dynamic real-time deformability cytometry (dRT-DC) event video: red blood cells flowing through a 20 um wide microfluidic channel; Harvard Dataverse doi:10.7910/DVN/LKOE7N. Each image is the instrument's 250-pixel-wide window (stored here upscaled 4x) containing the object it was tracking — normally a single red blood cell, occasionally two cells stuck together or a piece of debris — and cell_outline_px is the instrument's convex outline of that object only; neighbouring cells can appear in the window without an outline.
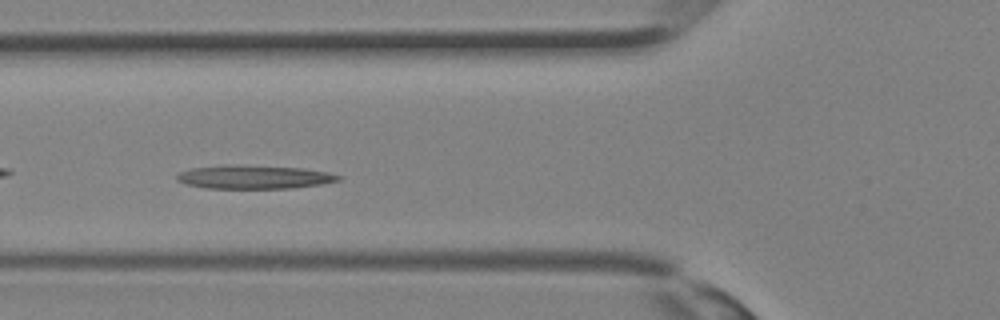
{"species": "Egyptian fruit bat (a non-hibernating species)", "species_latin": "Rousettus aegyptiacus", "temperature_condition": "room temperature", "stored_images_in_passage": 32, "camera_frame_rate_fps": 3000, "um_per_image_px": 0.085, "animal": {"sex": "female"}, "frame": {"image": 1, "passage_image": 10, "time_ms": 3.0, "image_size_px": [1000, 320], "cell_outline_px": [[344, 176], [340, 180], [320, 184], [292, 188], [208, 188], [188, 184], [176, 180], [176, 176], [180, 172], [192, 168], [228, 164], [304, 168], [328, 172]], "centroid_in_image_um": [21.63, 15.03], "position_along_channel_um": 104.2, "area_um2": 22.14}}
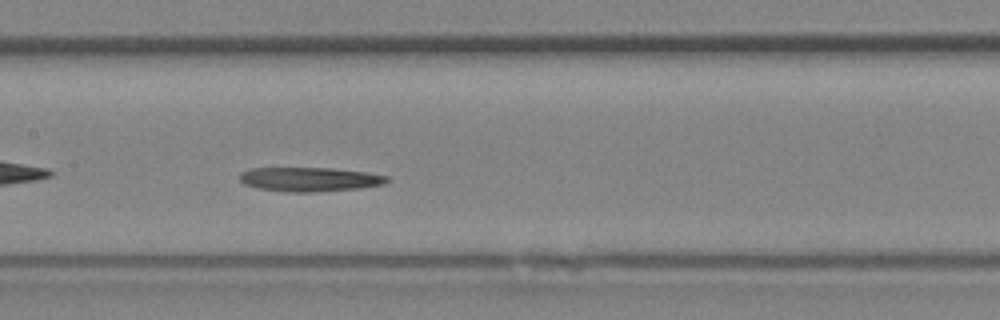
{"frame": {"image": 2, "passage_image": 14, "time_ms": 4.333, "image_size_px": [1000, 320], "cell_outline_px": [[388, 180], [384, 184], [360, 188], [316, 192], [288, 192], [260, 188], [244, 184], [240, 180], [240, 172], [248, 168], [332, 168], [368, 172], [388, 176]], "centroid_in_image_um": [26.32, 15.23], "position_along_channel_um": 181.1, "area_um2": 20.81}}
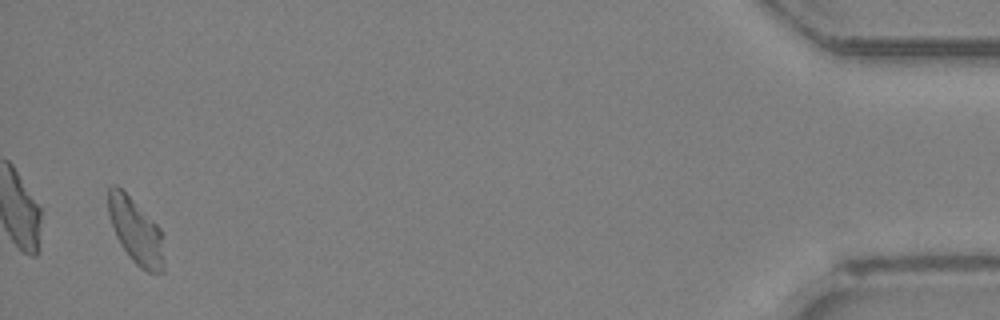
{"frame": {"image": 3, "passage_image": 31, "time_ms": 10.0, "image_size_px": [1000, 320], "cell_outline_px": [[164, 272], [148, 272], [140, 268], [132, 260], [120, 244], [116, 236], [108, 212], [108, 188], [112, 184], [116, 184], [160, 228], [164, 260]], "centroid_in_image_um": [11.53, 19.66], "position_along_channel_um": 423.7, "area_um2": 20.81}}